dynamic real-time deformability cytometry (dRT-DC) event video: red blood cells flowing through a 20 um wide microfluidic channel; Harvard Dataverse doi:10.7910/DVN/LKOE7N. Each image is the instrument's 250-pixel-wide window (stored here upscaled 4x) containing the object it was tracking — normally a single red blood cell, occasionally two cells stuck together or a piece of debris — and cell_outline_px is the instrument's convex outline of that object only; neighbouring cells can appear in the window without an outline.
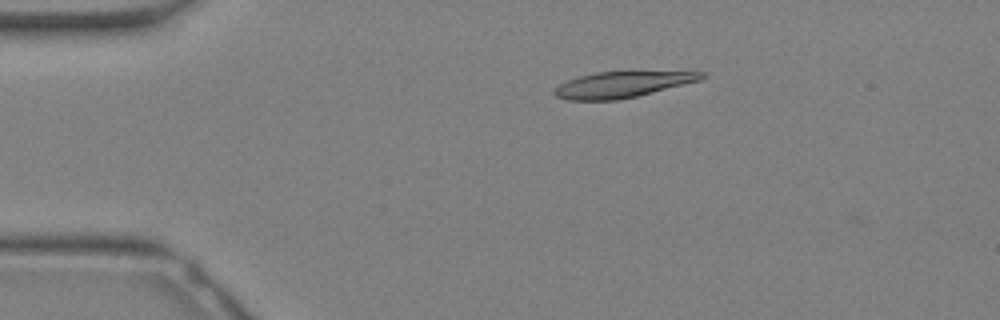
{"species": "Egyptian fruit bat (a non-hibernating species)", "species_latin": "Rousettus aegyptiacus", "temperature_condition": "warm", "stored_images_in_passage": 30, "camera_frame_rate_fps": 3000, "um_per_image_px": 0.085, "animal": {"sex": "female"}, "frame": {"image": 1, "passage_image": 4, "time_ms": 1.0, "image_size_px": [1000, 320], "cell_outline_px": [[708, 72], [700, 80], [636, 96], [616, 100], [568, 100], [556, 96], [552, 92], [560, 84], [568, 80], [580, 76], [596, 72]], "centroid_in_image_um": [52.84, 7.19], "position_along_channel_um": 32.2, "area_um2": 21.73}}
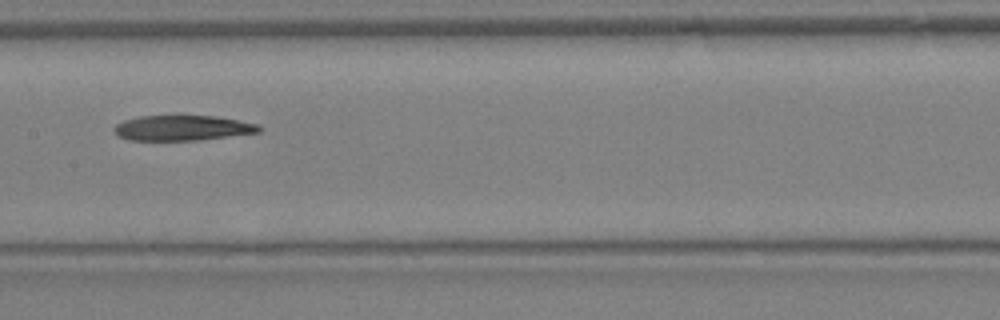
{"frame": {"image": 2, "passage_image": 14, "time_ms": 4.333, "image_size_px": [1000, 320], "cell_outline_px": [[264, 128], [260, 132], [200, 140], [128, 140], [120, 136], [116, 132], [116, 124], [124, 120], [140, 116], [216, 116], [256, 124]], "centroid_in_image_um": [15.54, 10.88], "position_along_channel_um": 191.9, "area_um2": 21.04}}
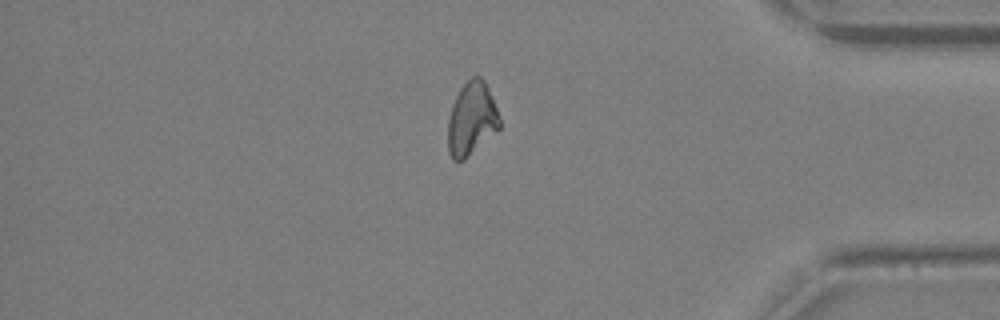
{"frame": {"image": 3, "passage_image": 25, "time_ms": 8.0, "image_size_px": [1000, 320], "cell_outline_px": [[500, 128], [464, 160], [452, 160], [448, 152], [448, 120], [452, 104], [460, 88], [472, 76], [480, 76], [484, 80], [488, 88], [500, 116]], "centroid_in_image_um": [40.08, 10.11], "position_along_channel_um": 395.1, "area_um2": 22.02}}